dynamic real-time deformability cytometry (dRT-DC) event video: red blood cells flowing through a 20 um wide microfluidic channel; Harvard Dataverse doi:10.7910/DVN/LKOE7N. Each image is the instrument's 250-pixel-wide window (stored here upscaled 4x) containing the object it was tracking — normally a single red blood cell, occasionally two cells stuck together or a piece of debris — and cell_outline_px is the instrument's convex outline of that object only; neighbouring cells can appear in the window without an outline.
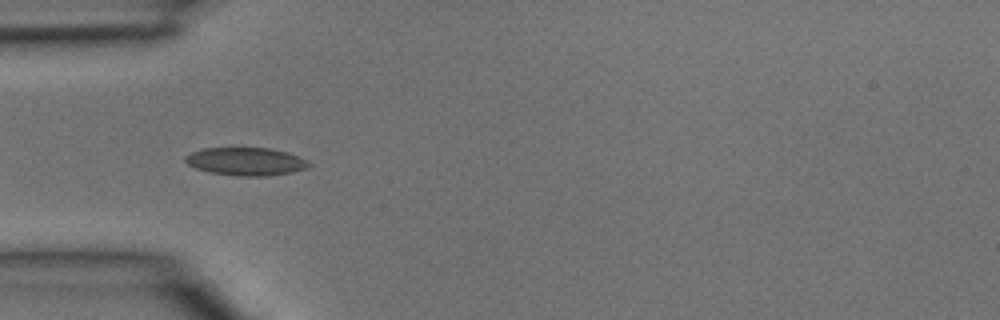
{"species": "common noctule bat (a hibernating species)", "species_latin": "Nyctalus noctula", "temperature_condition": "room temperature", "stored_images_in_passage": 2, "camera_frame_rate_fps": 3000, "um_per_image_px": 0.085, "animal": {"sex": "male", "body_mass_g": 15.6}, "frame": {"image": 1, "passage_image": 2, "time_ms": 0.333, "image_size_px": [1000, 320], "cell_outline_px": [[312, 164], [304, 168], [292, 172], [268, 176], [236, 176], [208, 172], [196, 168], [188, 164], [184, 160], [184, 156], [192, 152], [204, 148], [272, 148], [288, 152], [308, 160]], "centroid_in_image_um": [20.9, 13.72], "position_along_channel_um": 64.1, "area_um2": 20.23}}